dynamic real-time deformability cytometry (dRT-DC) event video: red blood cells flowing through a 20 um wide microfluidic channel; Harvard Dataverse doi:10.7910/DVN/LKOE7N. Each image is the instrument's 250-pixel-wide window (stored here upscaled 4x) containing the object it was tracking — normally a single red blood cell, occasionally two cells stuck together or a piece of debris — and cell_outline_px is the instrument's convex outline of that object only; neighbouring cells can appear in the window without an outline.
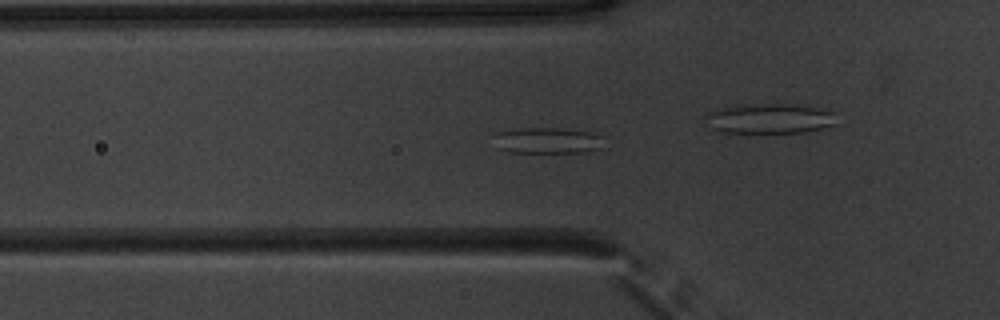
{"species": "common noctule bat (a hibernating species)", "species_latin": "Nyctalus noctula", "temperature_condition": "warm", "stored_images_in_passage": 54, "camera_frame_rate_fps": 3000, "um_per_image_px": 0.085, "animal": {"sex": "male", "body_mass_g": 20.1, "forearm_length_mm": 53.5}, "frame": {"image": 1, "passage_image": 19, "time_ms": 6.0, "image_size_px": [1000, 320], "cell_outline_px": [[604, 136], [600, 148], [588, 152], [508, 152], [496, 148], [492, 136], [492, 132], [516, 128], [556, 128], [592, 132]], "centroid_in_image_um": [46.45, 11.93], "position_along_channel_um": 79.4, "area_um2": 17.11}}
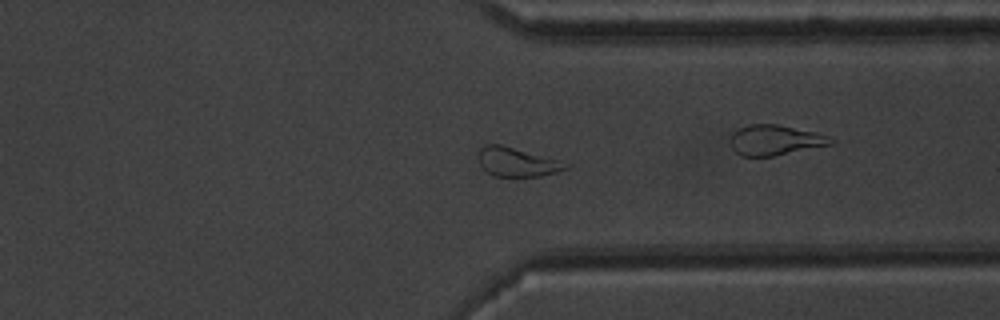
{"frame": {"image": 2, "passage_image": 41, "time_ms": 13.333, "image_size_px": [1000, 320], "cell_outline_px": [[572, 164], [568, 168], [556, 172], [540, 176], [492, 176], [480, 164], [480, 148], [484, 144], [500, 144], [560, 160]], "centroid_in_image_um": [43.99, 13.77], "position_along_channel_um": 367.4, "area_um2": 14.62}}
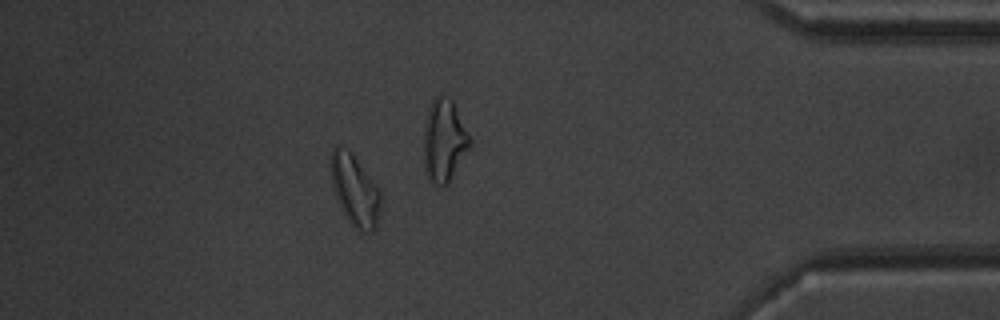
{"frame": {"image": 3, "passage_image": 47, "time_ms": 15.333, "image_size_px": [1000, 320], "cell_outline_px": [[380, 208], [376, 228], [372, 232], [360, 232], [348, 220], [336, 200], [332, 188], [328, 164], [332, 148], [336, 144], [348, 152], [356, 160], [376, 184], [380, 192]], "centroid_in_image_um": [30.11, 16.19], "position_along_channel_um": 405.1, "area_um2": 20.69}, "authors_computed_cell_mechanics": {"area_um2": 19.5942, "velocity_mm_per_s": 3.9172, "shape_relaxation_time_tau1_ms": null, "shape_relaxation_time_tau2_ms": 3.9785, "deformation_change_tau1": null, "deformation_change_tau2": 0.1216}}